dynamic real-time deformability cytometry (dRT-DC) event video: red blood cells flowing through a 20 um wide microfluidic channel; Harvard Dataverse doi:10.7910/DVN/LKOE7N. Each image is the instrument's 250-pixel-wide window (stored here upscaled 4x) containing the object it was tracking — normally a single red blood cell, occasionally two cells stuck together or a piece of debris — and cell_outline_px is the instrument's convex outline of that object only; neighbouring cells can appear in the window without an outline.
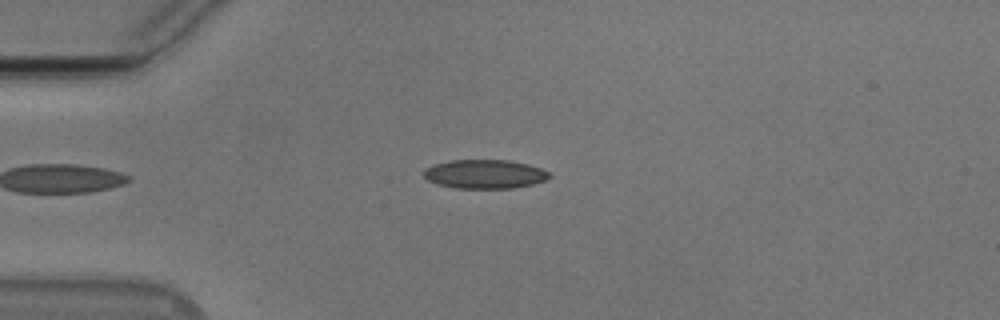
{"species": "Egyptian fruit bat (a non-hibernating species)", "species_latin": "Rousettus aegyptiacus", "temperature_condition": "cold", "stored_images_in_passage": 49, "camera_frame_rate_fps": 3000, "um_per_image_px": 0.085, "animal": {"sex": "male"}, "frame": {"image": 1, "passage_image": 9, "time_ms": 2.667, "image_size_px": [1000, 320], "cell_outline_px": [[552, 176], [544, 180], [532, 184], [512, 188], [456, 188], [436, 184], [428, 180], [424, 176], [424, 168], [448, 160], [508, 160], [528, 164], [540, 168], [548, 172]], "centroid_in_image_um": [41.18, 14.79], "position_along_channel_um": 43.8, "area_um2": 21.1}}
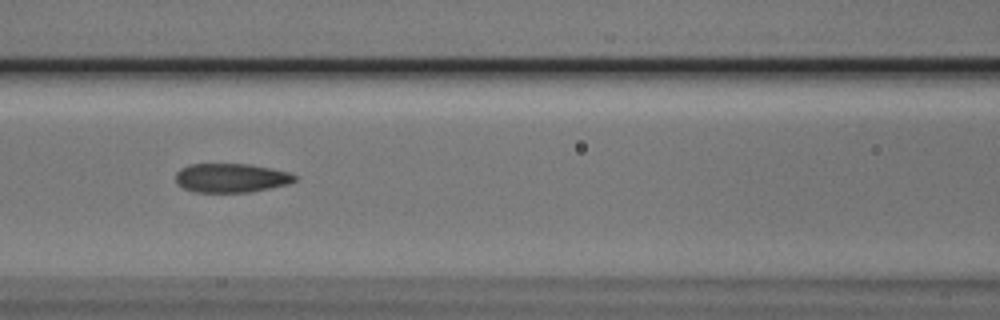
{"frame": {"image": 2, "passage_image": 19, "time_ms": 6.0, "image_size_px": [1000, 320], "cell_outline_px": [[296, 180], [288, 184], [252, 192], [196, 192], [184, 188], [176, 180], [176, 172], [180, 168], [188, 164], [248, 164], [272, 168], [288, 172], [296, 176]], "centroid_in_image_um": [19.65, 15.12], "position_along_channel_um": 146.9, "area_um2": 20.11}}
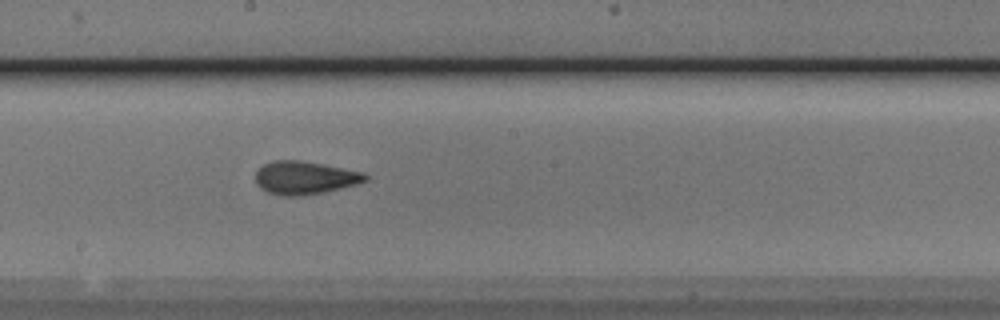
{"frame": {"image": 3, "passage_image": 25, "time_ms": 8.0, "image_size_px": [1000, 320], "cell_outline_px": [[368, 180], [356, 184], [340, 188], [300, 196], [284, 196], [268, 192], [260, 188], [256, 184], [256, 172], [264, 164], [272, 160], [300, 160], [364, 172], [368, 176]], "centroid_in_image_um": [25.89, 15.1], "position_along_channel_um": 222.3, "area_um2": 20.98}, "authors_computed_cell_mechanics": {"area_um2": 20.4034, "velocity_mm_per_s": 3.7738, "shape_relaxation_time_tau1_ms": 5.7802, "shape_relaxation_time_tau2_ms": 1.5917, "deformation_change_tau1": 0.1545, "deformation_change_tau2": 0.0694}}